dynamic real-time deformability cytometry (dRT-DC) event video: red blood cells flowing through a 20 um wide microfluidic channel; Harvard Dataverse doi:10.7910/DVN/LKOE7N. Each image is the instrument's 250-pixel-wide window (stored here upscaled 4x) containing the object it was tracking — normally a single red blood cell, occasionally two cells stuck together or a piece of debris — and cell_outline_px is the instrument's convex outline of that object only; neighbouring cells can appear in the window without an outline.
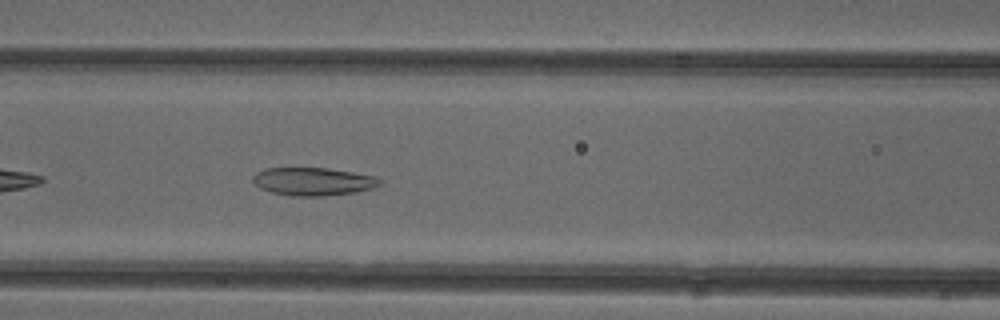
{"species": "common noctule bat (a hibernating species)", "species_latin": "Nyctalus noctula", "temperature_condition": "cold", "stored_images_in_passage": 34, "camera_frame_rate_fps": 3000, "um_per_image_px": 0.085, "animal": {"sex": "female"}, "frame": {"image": 1, "passage_image": 8, "time_ms": 2.333, "image_size_px": [1000, 320], "cell_outline_px": [[380, 184], [372, 188], [356, 192], [324, 196], [292, 196], [272, 192], [260, 188], [252, 180], [252, 176], [256, 172], [264, 168], [328, 168], [376, 176], [380, 180]], "centroid_in_image_um": [26.59, 15.42], "position_along_channel_um": 140.0, "area_um2": 20.69}}
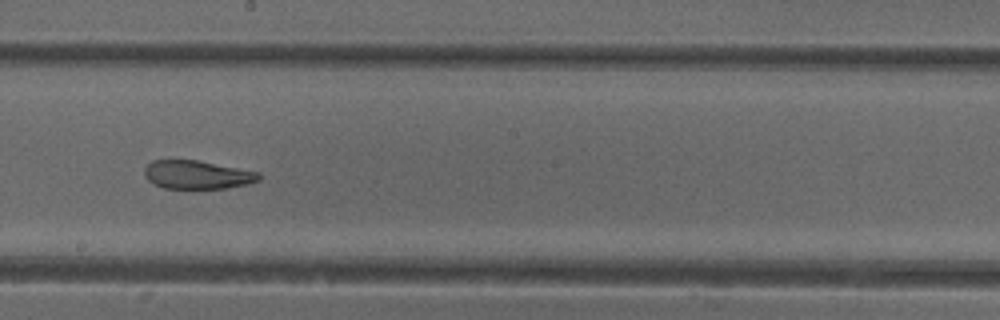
{"frame": {"image": 2, "passage_image": 15, "time_ms": 4.667, "image_size_px": [1000, 320], "cell_outline_px": [[260, 180], [248, 184], [224, 188], [164, 188], [148, 180], [144, 176], [144, 168], [152, 160], [196, 160], [260, 172]], "centroid_in_image_um": [16.76, 14.85], "position_along_channel_um": 231.4, "area_um2": 18.84}}
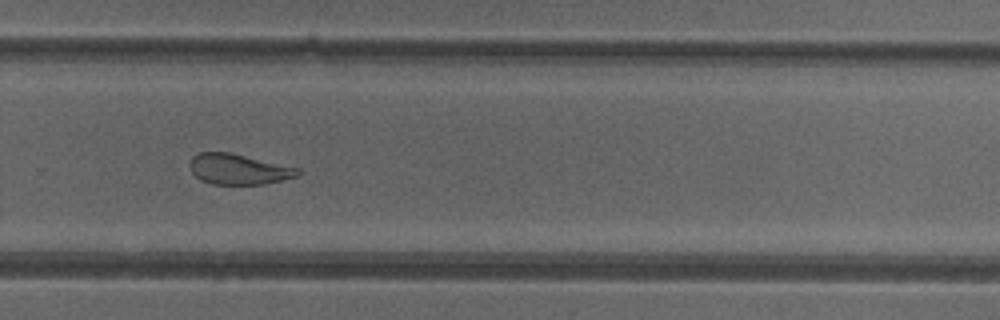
{"frame": {"image": 3, "passage_image": 21, "time_ms": 6.667, "image_size_px": [1000, 320], "cell_outline_px": [[300, 172], [296, 176], [264, 184], [212, 184], [200, 180], [188, 168], [188, 164], [192, 156], [200, 152], [232, 152], [300, 168]], "centroid_in_image_um": [20.23, 14.36], "position_along_channel_um": 309.6, "area_um2": 19.36}, "authors_computed_cell_mechanics": {"area_um2": 20.5768, "velocity_mm_per_s": 3.9275, "shape_relaxation_time_tau1_ms": null, "shape_relaxation_time_tau2_ms": 2.3988, "deformation_change_tau1": null, "deformation_change_tau2": 0.0965}}